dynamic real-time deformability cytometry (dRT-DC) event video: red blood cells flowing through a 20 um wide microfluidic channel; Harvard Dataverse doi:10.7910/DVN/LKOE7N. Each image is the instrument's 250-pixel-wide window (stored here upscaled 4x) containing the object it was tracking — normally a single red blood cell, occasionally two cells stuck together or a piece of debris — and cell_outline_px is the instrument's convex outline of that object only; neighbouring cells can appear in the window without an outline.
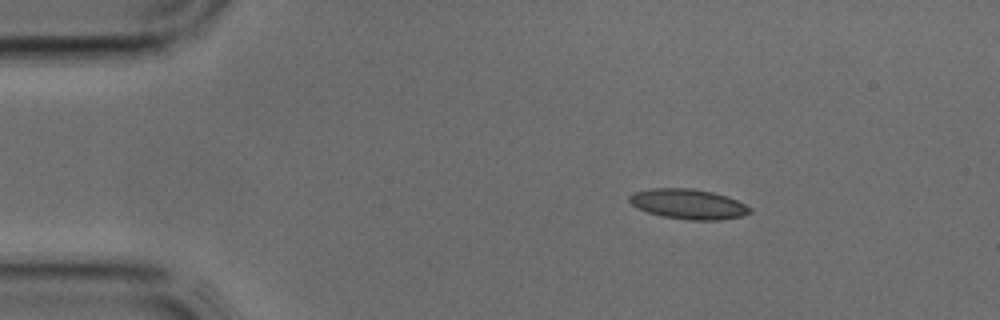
{"species": "common noctule bat (a hibernating species)", "species_latin": "Nyctalus noctula", "temperature_condition": "cold", "stored_images_in_passage": 2, "camera_frame_rate_fps": 3000, "um_per_image_px": 0.085, "animal": {"sex": "male", "body_mass_g": 17.9, "forearm_length_mm": 54.2}, "frame": {"image": 1, "passage_image": 1, "time_ms": 0.0, "image_size_px": [1000, 320], "cell_outline_px": [[752, 212], [744, 216], [720, 220], [688, 220], [664, 216], [648, 212], [636, 208], [628, 200], [628, 196], [632, 192], [652, 188], [692, 188], [712, 192], [736, 200], [752, 208]], "centroid_in_image_um": [58.49, 17.34], "position_along_channel_um": 26.5, "area_um2": 21.15}}